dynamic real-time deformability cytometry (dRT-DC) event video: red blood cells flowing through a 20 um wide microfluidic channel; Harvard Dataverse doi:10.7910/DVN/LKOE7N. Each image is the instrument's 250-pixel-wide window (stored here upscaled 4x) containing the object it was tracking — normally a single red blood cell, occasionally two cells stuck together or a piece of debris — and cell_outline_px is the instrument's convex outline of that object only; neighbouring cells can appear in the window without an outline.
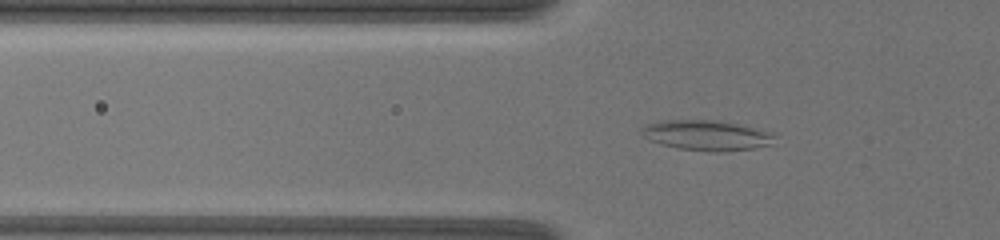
{"species": "common noctule bat (a hibernating species)", "species_latin": "Nyctalus noctula", "temperature_condition": "warm", "stored_images_in_passage": 32, "camera_frame_rate_fps": 3000, "um_per_image_px": 0.085, "animal": {"sex": "female", "body_mass_g": 19.5, "forearm_length_mm": 54.1}, "frame": {"image": 1, "passage_image": 10, "time_ms": 4.667, "image_size_px": [1000, 240], "cell_outline_px": [[776, 136], [772, 144], [752, 148], [724, 152], [712, 152], [680, 148], [660, 144], [644, 136], [640, 132], [640, 128], [644, 124], [660, 120], [720, 120], [776, 132]], "centroid_in_image_um": [60.09, 11.49], "position_along_channel_um": 65.7, "area_um2": 23.76}}
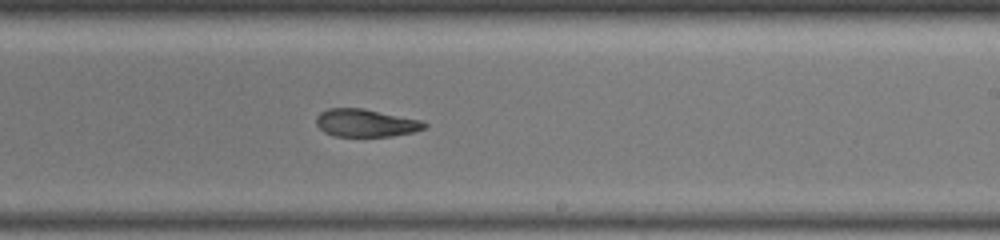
{"frame": {"image": 2, "passage_image": 21, "time_ms": 9.333, "image_size_px": [1000, 240], "cell_outline_px": [[428, 128], [412, 132], [392, 136], [332, 136], [324, 132], [316, 124], [316, 116], [320, 112], [328, 108], [364, 108], [420, 120], [428, 124]], "centroid_in_image_um": [31.08, 10.45], "position_along_channel_um": 257.9, "area_um2": 17.57}}
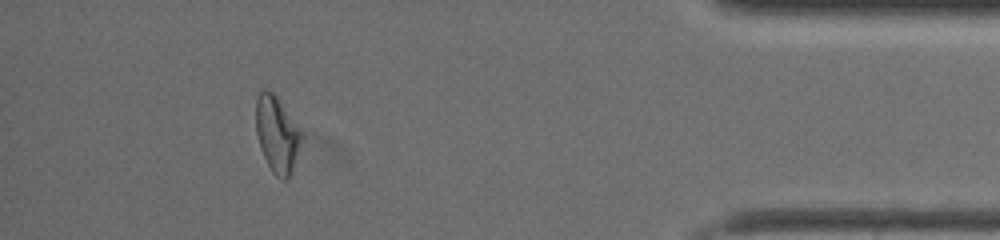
{"frame": {"image": 3, "passage_image": 29, "time_ms": 14.0, "image_size_px": [1000, 240], "cell_outline_px": [[300, 136], [288, 180], [284, 180], [276, 176], [272, 172], [260, 148], [256, 132], [256, 96], [264, 88], [272, 92], [276, 96], [300, 132]], "centroid_in_image_um": [23.46, 11.39], "position_along_channel_um": 411.7, "area_um2": 19.13}, "authors_computed_cell_mechanics": {"area_um2": 19.5364, "velocity_mm_per_s": 4.2376, "shape_relaxation_time_tau1_ms": null, "shape_relaxation_time_tau2_ms": 3.9239, "deformation_change_tau1": null, "deformation_change_tau2": 0.127}}